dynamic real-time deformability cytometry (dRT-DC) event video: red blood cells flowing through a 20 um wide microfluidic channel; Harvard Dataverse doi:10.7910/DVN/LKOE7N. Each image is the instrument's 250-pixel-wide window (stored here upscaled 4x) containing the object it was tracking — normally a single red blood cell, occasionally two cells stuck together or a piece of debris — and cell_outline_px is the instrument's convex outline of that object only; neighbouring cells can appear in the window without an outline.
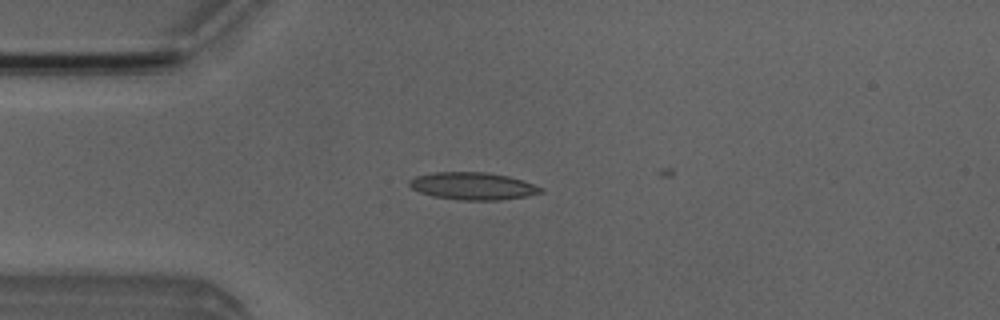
{"species": "Egyptian fruit bat (a non-hibernating species)", "species_latin": "Rousettus aegyptiacus", "temperature_condition": "room temperature", "stored_images_in_passage": 5, "camera_frame_rate_fps": 3000, "um_per_image_px": 0.085, "animal": {"sex": "male"}, "frame": {"image": 1, "passage_image": 3, "time_ms": 3.333, "image_size_px": [1000, 320], "cell_outline_px": [[544, 192], [524, 196], [500, 200], [460, 200], [432, 196], [420, 192], [412, 188], [408, 184], [408, 180], [416, 176], [432, 172], [484, 172], [508, 176], [544, 188]], "centroid_in_image_um": [40.15, 15.81], "position_along_channel_um": 44.8, "area_um2": 20.87}}